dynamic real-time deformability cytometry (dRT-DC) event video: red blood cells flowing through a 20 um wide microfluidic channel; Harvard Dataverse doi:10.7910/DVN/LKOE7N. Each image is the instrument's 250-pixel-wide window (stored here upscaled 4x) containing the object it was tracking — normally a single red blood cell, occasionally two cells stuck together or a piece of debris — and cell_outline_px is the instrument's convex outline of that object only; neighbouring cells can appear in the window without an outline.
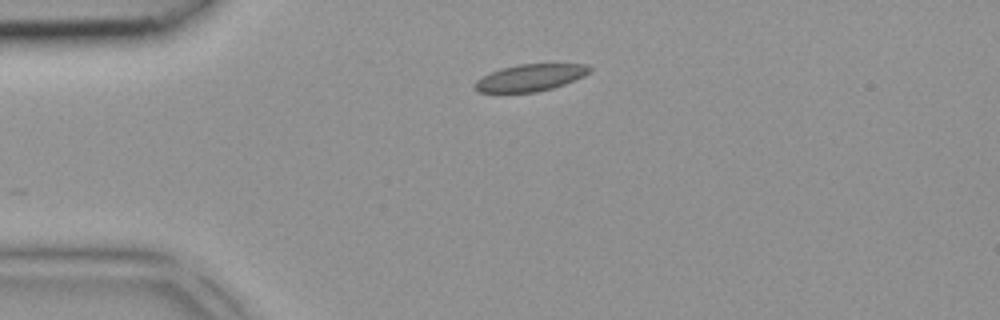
{"species": "common noctule bat (a hibernating species)", "species_latin": "Nyctalus noctula", "temperature_condition": "room temperature", "stored_images_in_passage": 2, "camera_frame_rate_fps": 3000, "um_per_image_px": 0.085, "animal": {"sex": "female", "body_mass_g": 18.4}, "frame": {"image": 1, "passage_image": 1, "time_ms": 0.0, "image_size_px": [1000, 320], "cell_outline_px": [[592, 68], [584, 76], [564, 84], [552, 88], [536, 92], [480, 92], [472, 88], [476, 80], [500, 68], [520, 64], [588, 64]], "centroid_in_image_um": [45.07, 6.6], "position_along_channel_um": 39.9, "area_um2": 17.86}}
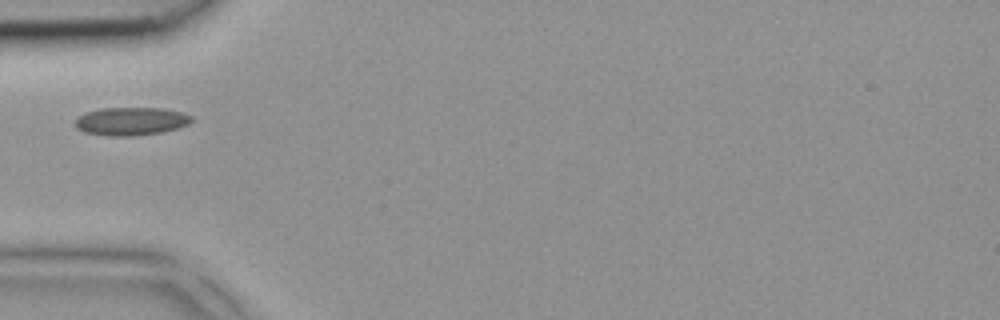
{"frame": {"image": 2, "passage_image": 2, "time_ms": 0.333, "image_size_px": [1000, 320], "cell_outline_px": [[192, 120], [188, 124], [164, 132], [132, 136], [108, 136], [84, 132], [76, 128], [76, 116], [84, 112], [100, 108], [160, 108], [180, 112], [192, 116]], "centroid_in_image_um": [11.08, 10.31], "position_along_channel_um": 73.9, "area_um2": 19.13}}